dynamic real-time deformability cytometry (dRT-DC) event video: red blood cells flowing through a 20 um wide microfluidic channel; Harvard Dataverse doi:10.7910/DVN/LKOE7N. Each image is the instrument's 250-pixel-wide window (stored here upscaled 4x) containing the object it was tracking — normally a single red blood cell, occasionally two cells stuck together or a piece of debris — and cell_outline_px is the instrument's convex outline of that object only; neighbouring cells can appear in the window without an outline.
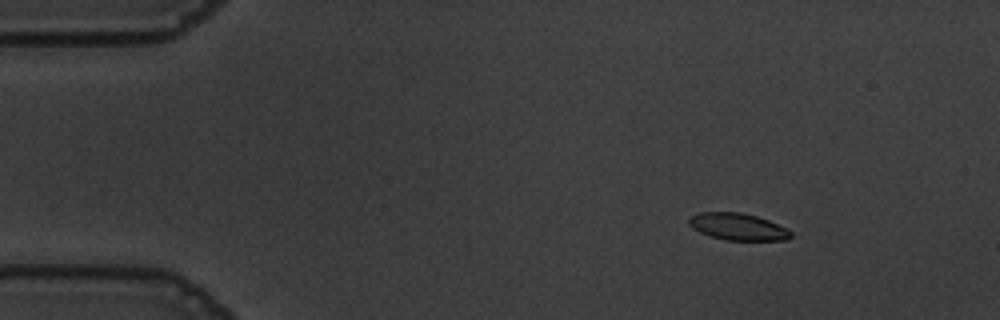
{"species": "common noctule bat (a hibernating species)", "species_latin": "Nyctalus noctula", "temperature_condition": "warm", "stored_images_in_passage": 56, "camera_frame_rate_fps": 3000, "um_per_image_px": 0.085, "animal": {"sex": "male", "body_mass_g": 19.5, "forearm_length_mm": 54.6}, "frame": {"image": 1, "passage_image": 7, "time_ms": 2.0, "image_size_px": [1000, 320], "cell_outline_px": [[792, 236], [788, 240], [724, 240], [700, 232], [692, 228], [688, 224], [688, 216], [700, 212], [740, 212], [756, 216], [768, 220], [792, 232]], "centroid_in_image_um": [62.68, 19.26], "position_along_channel_um": 22.3, "area_um2": 15.95}}
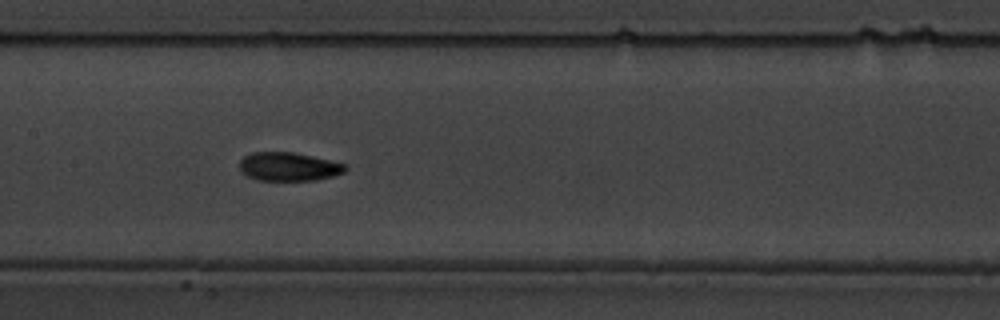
{"frame": {"image": 2, "passage_image": 27, "time_ms": 8.667, "image_size_px": [1000, 320], "cell_outline_px": [[348, 168], [344, 172], [332, 176], [316, 180], [260, 180], [248, 176], [240, 168], [240, 160], [244, 156], [252, 152], [292, 152], [312, 156], [344, 164]], "centroid_in_image_um": [24.54, 14.16], "position_along_channel_um": 182.9, "area_um2": 17.34}}
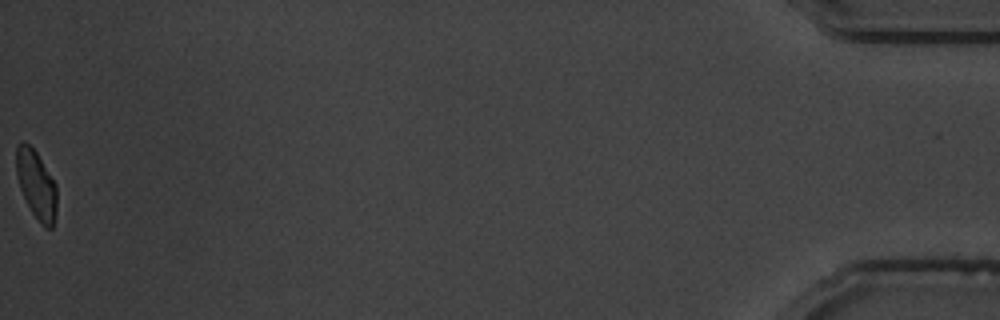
{"frame": {"image": 3, "passage_image": 56, "time_ms": 18.333, "image_size_px": [1000, 320], "cell_outline_px": [[56, 212], [52, 228], [44, 228], [40, 224], [32, 212], [20, 188], [16, 172], [16, 144], [20, 140], [24, 140], [36, 152], [56, 184]], "centroid_in_image_um": [3.07, 15.68], "position_along_channel_um": 432.1, "area_um2": 16.13}, "authors_computed_cell_mechanics": {"area_um2": 16.9932, "velocity_mm_per_s": 3.6059, "shape_relaxation_time_tau1_ms": 3.9549, "shape_relaxation_time_tau2_ms": 1.6332, "deformation_change_tau1": 0.1502, "deformation_change_tau2": 0.0613}}